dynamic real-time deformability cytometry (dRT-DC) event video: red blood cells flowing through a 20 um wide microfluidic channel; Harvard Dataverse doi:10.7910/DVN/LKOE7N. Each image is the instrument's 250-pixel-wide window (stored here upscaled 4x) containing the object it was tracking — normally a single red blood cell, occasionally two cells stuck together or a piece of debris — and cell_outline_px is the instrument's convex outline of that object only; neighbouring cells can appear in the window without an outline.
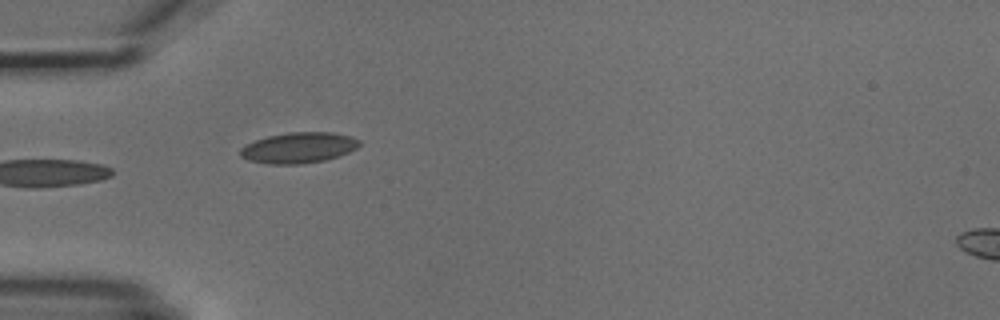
{"species": "common noctule bat (a hibernating species)", "species_latin": "Nyctalus noctula", "temperature_condition": "cold", "stored_images_in_passage": 7, "camera_frame_rate_fps": 3000, "um_per_image_px": 0.085, "animal": {"sex": "male", "body_mass_g": 18.8}, "frame": {"image": 1, "passage_image": 6, "time_ms": 6.0, "image_size_px": [1000, 320], "cell_outline_px": [[360, 144], [356, 148], [340, 156], [324, 160], [300, 164], [268, 164], [248, 160], [240, 156], [240, 148], [244, 144], [268, 136], [288, 132], [332, 132], [352, 136], [360, 140]], "centroid_in_image_um": [25.37, 12.55], "position_along_channel_um": 59.6, "area_um2": 21.44}}